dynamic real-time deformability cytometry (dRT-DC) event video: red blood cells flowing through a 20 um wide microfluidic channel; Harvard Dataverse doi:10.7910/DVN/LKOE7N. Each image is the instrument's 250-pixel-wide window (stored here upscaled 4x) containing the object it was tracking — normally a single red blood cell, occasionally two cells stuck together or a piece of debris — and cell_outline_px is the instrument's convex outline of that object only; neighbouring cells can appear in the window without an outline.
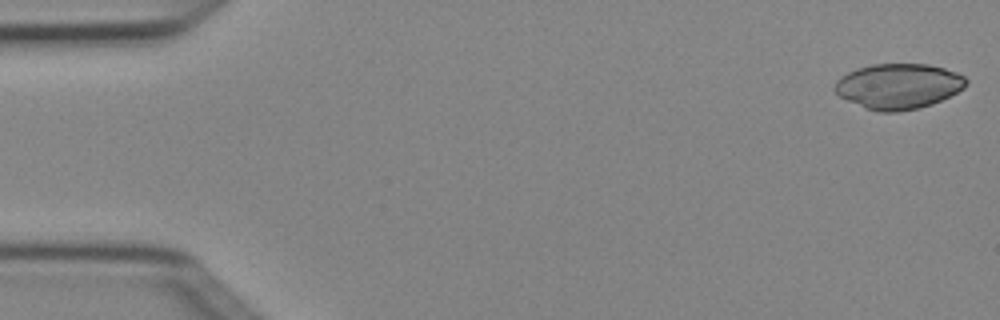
{"species": "Egyptian fruit bat (a non-hibernating species)", "species_latin": "Rousettus aegyptiacus", "temperature_condition": "cold", "stored_images_in_passage": 3, "camera_frame_rate_fps": 3000, "um_per_image_px": 0.085, "animal": {"sex": "female"}, "frame": {"image": 1, "passage_image": 1, "time_ms": 0.0, "image_size_px": [1000, 320], "cell_outline_px": [[968, 84], [964, 88], [932, 104], [916, 108], [896, 112], [880, 112], [864, 108], [840, 96], [832, 88], [836, 80], [840, 76], [856, 68], [872, 64], [928, 64], [944, 68], [956, 72], [964, 76], [968, 80]], "centroid_in_image_um": [76.34, 7.32], "position_along_channel_um": 8.7, "area_um2": 34.74}}